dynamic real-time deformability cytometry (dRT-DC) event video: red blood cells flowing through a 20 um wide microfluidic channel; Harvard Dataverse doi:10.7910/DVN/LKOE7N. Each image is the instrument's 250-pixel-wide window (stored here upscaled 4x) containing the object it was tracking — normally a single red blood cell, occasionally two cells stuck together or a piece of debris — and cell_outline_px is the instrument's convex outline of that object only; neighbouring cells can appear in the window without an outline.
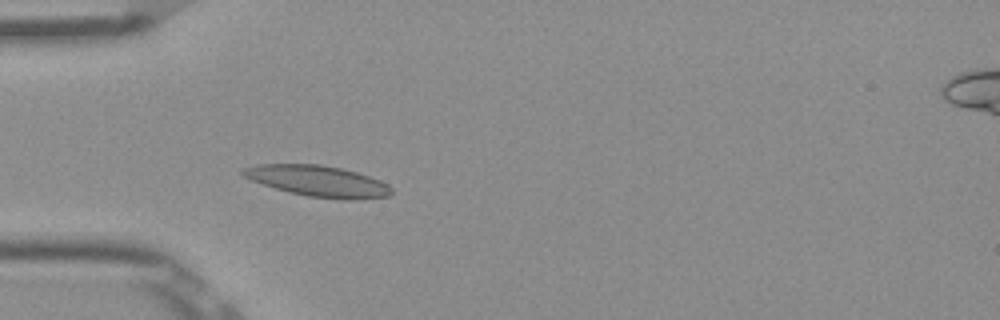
{"species": "Egyptian fruit bat (a non-hibernating species)", "species_latin": "Rousettus aegyptiacus", "temperature_condition": "room temperature", "stored_images_in_passage": 40, "camera_frame_rate_fps": 3000, "um_per_image_px": 0.085, "frame": {"image": 1, "passage_image": 6, "time_ms": 1.667, "image_size_px": [1000, 320], "cell_outline_px": [[392, 192], [388, 196], [352, 200], [344, 200], [308, 196], [276, 188], [252, 180], [244, 176], [240, 172], [240, 168], [256, 164], [320, 164], [340, 168], [356, 172], [380, 180], [388, 184], [392, 188]], "centroid_in_image_um": [27.03, 15.38], "position_along_channel_um": 58.0, "area_um2": 26.7}}
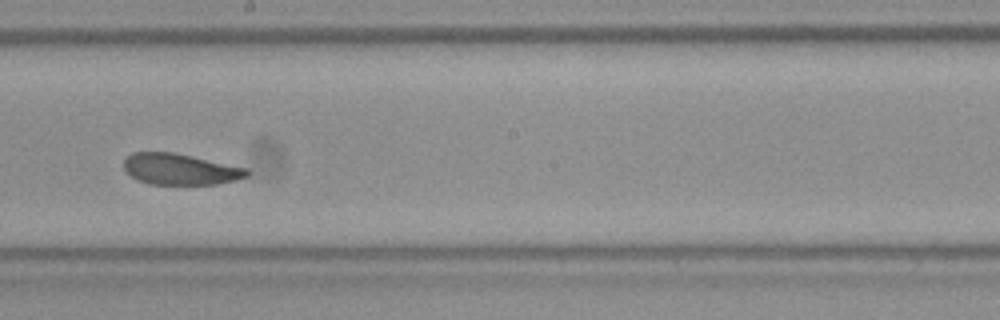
{"frame": {"image": 2, "passage_image": 20, "time_ms": 6.333, "image_size_px": [1000, 320], "cell_outline_px": [[248, 176], [236, 180], [216, 184], [148, 184], [136, 180], [124, 168], [124, 160], [132, 152], [172, 152], [192, 156], [248, 168]], "centroid_in_image_um": [15.31, 14.38], "position_along_channel_um": 232.9, "area_um2": 22.25}}
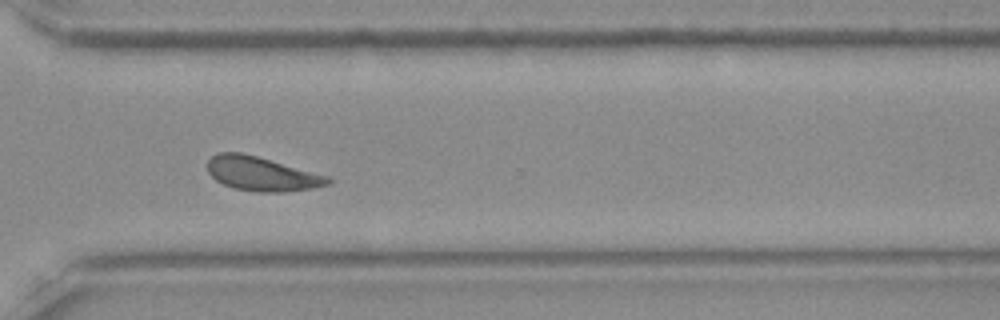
{"frame": {"image": 3, "passage_image": 29, "time_ms": 9.333, "image_size_px": [1000, 320], "cell_outline_px": [[332, 184], [312, 188], [284, 192], [256, 192], [236, 188], [224, 184], [216, 180], [208, 172], [208, 160], [216, 152], [240, 152], [256, 156], [328, 176], [332, 180]], "centroid_in_image_um": [22.25, 14.78], "position_along_channel_um": 348.4, "area_um2": 23.76}, "authors_computed_cell_mechanics": {"area_um2": 23.2356, "velocity_mm_per_s": 3.8497, "shape_relaxation_time_tau1_ms": 4.6341, "shape_relaxation_time_tau2_ms": 4.036, "deformation_change_tau1": 0.1202, "deformation_change_tau2": 0.1076}}